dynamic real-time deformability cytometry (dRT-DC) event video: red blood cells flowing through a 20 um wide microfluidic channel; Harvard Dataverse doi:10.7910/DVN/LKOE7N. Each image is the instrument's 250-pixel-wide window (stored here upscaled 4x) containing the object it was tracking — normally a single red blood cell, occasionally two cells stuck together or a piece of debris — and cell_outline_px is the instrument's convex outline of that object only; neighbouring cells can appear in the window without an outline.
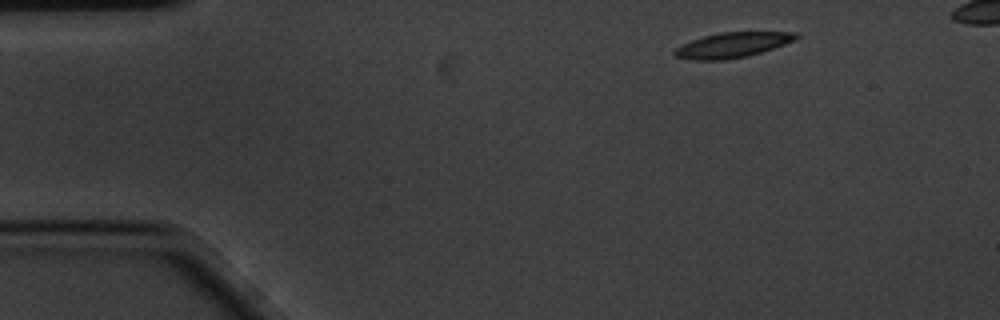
{"species": "common noctule bat (a hibernating species)", "species_latin": "Nyctalus noctula", "temperature_condition": "cold", "stored_images_in_passage": 9, "camera_frame_rate_fps": 3000, "um_per_image_px": 0.085, "animal": {"sex": "male", "body_mass_g": 20.1, "forearm_length_mm": 53.5}, "frame": {"image": 1, "passage_image": 1, "time_ms": 0.0, "image_size_px": [1000, 320], "cell_outline_px": [[800, 36], [796, 40], [748, 56], [724, 60], [688, 60], [676, 56], [672, 52], [676, 48], [692, 40], [704, 36], [720, 32], [796, 32]], "centroid_in_image_um": [62.25, 3.83], "position_along_channel_um": 22.7, "area_um2": 17.69}}
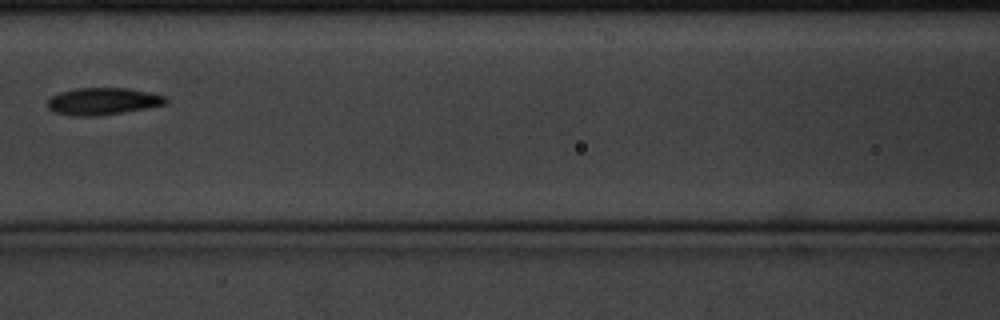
{"frame": {"image": 2, "passage_image": 6, "time_ms": 1.667, "image_size_px": [1000, 320], "cell_outline_px": [[168, 100], [164, 104], [144, 108], [96, 116], [72, 116], [52, 112], [48, 108], [48, 100], [52, 96], [60, 92], [76, 88], [128, 88], [148, 92], [164, 96]], "centroid_in_image_um": [8.67, 8.61], "position_along_channel_um": 157.9, "area_um2": 18.44}}
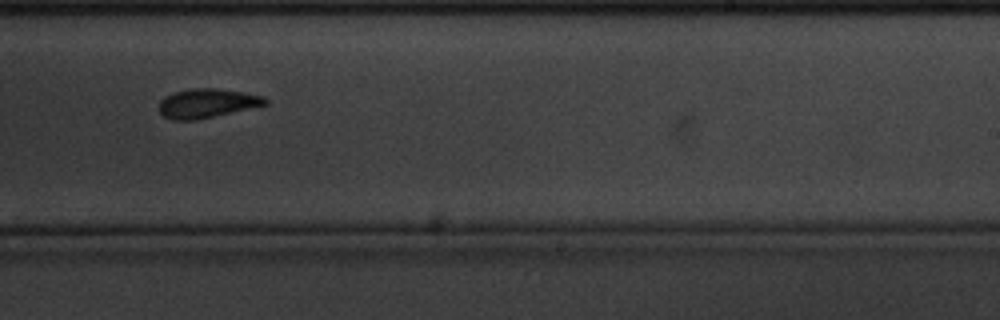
{"frame": {"image": 3, "passage_image": 9, "time_ms": 2.667, "image_size_px": [1000, 320], "cell_outline_px": [[268, 104], [196, 120], [176, 120], [164, 116], [160, 112], [160, 100], [164, 96], [172, 92], [192, 88], [216, 88], [244, 92], [264, 96], [268, 100]], "centroid_in_image_um": [17.6, 8.76], "position_along_channel_um": 271.4, "area_um2": 17.98}}